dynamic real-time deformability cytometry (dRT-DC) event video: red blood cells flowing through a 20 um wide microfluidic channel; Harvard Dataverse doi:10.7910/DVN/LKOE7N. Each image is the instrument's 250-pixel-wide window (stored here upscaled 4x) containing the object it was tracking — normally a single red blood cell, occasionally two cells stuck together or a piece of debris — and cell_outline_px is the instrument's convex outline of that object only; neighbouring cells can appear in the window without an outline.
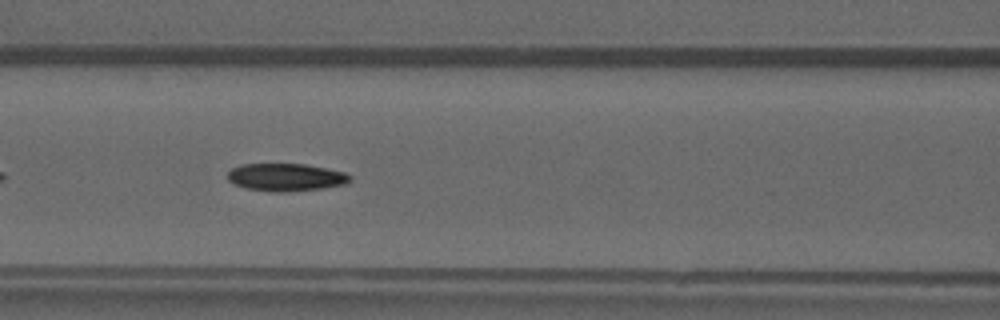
{"species": "common noctule bat (a hibernating species)", "species_latin": "Nyctalus noctula", "temperature_condition": "warm", "stored_images_in_passage": 34, "camera_frame_rate_fps": 3000, "um_per_image_px": 0.085, "animal": {"sex": "male", "forearm_length_mm": 52.5}, "frame": {"image": 1, "passage_image": 8, "time_ms": 2.333, "image_size_px": [1000, 320], "cell_outline_px": [[352, 180], [348, 184], [324, 188], [288, 192], [272, 192], [244, 188], [228, 180], [228, 172], [232, 168], [240, 164], [304, 164], [344, 172], [352, 176]], "centroid_in_image_um": [24.33, 15.07], "position_along_channel_um": 142.3, "area_um2": 19.88}}
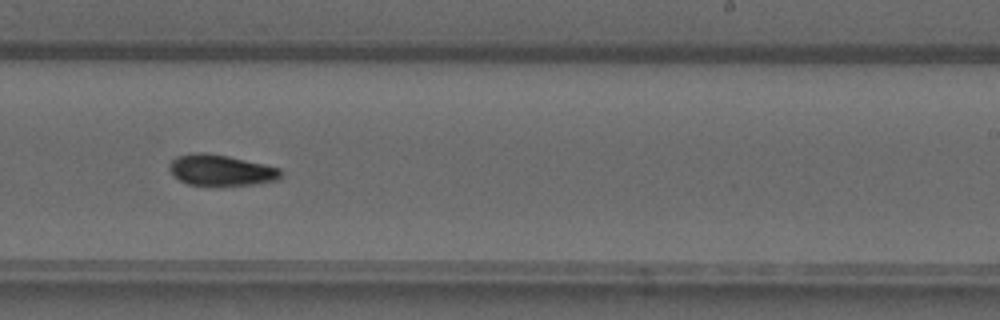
{"frame": {"image": 2, "passage_image": 17, "time_ms": 5.333, "image_size_px": [1000, 320], "cell_outline_px": [[280, 176], [276, 180], [252, 184], [212, 188], [188, 184], [180, 180], [168, 168], [168, 164], [176, 156], [192, 152], [204, 152], [228, 156], [264, 164], [280, 168]], "centroid_in_image_um": [18.72, 14.49], "position_along_channel_um": 270.3, "area_um2": 20.58}}
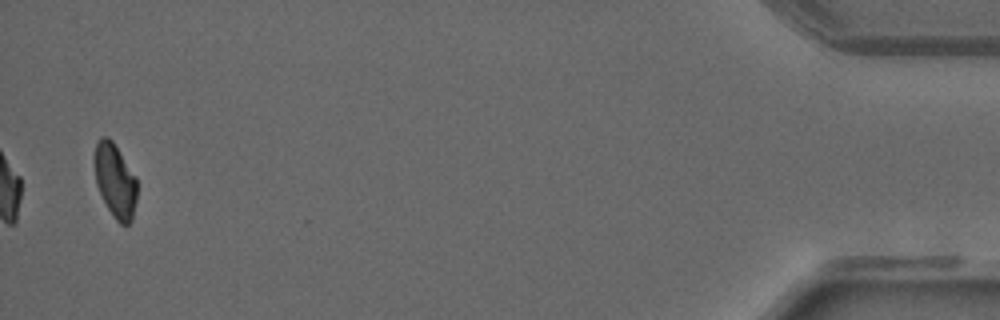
{"frame": {"image": 3, "passage_image": 34, "time_ms": 11.0, "image_size_px": [1000, 320], "cell_outline_px": [[136, 200], [132, 220], [128, 224], [120, 224], [116, 220], [108, 208], [96, 184], [92, 160], [92, 156], [96, 144], [100, 136], [108, 136], [112, 140], [136, 176]], "centroid_in_image_um": [9.75, 15.3], "position_along_channel_um": 425.4, "area_um2": 18.55}}